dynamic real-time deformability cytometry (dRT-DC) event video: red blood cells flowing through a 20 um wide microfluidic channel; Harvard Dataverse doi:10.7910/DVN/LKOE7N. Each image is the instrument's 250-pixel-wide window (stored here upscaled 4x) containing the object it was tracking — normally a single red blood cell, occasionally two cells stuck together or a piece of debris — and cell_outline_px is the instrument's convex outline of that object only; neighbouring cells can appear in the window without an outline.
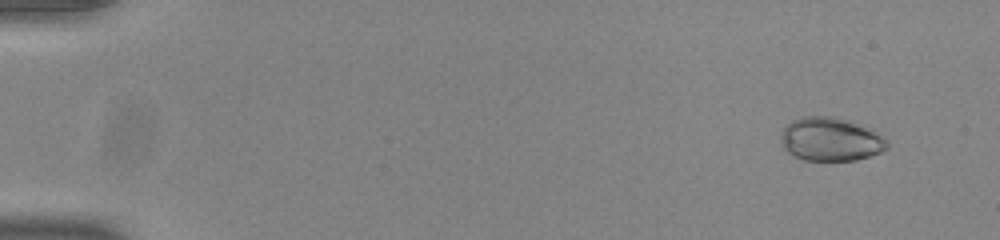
{"species": "common noctule bat (a hibernating species)", "species_latin": "Nyctalus noctula", "temperature_condition": "room temperature", "stored_images_in_passage": 14, "camera_frame_rate_fps": 3000, "um_per_image_px": 0.085, "animal": {"sex": "male", "body_mass_g": 20.0, "forearm_length_mm": 53.3}, "frame": {"image": 1, "passage_image": 5, "time_ms": 1.333, "image_size_px": [1000, 240], "cell_outline_px": [[888, 148], [880, 152], [856, 160], [804, 160], [788, 152], [784, 148], [784, 128], [792, 120], [804, 116], [836, 116], [864, 128], [888, 140]], "centroid_in_image_um": [70.6, 11.85], "position_along_channel_um": 14.4, "area_um2": 26.07}}